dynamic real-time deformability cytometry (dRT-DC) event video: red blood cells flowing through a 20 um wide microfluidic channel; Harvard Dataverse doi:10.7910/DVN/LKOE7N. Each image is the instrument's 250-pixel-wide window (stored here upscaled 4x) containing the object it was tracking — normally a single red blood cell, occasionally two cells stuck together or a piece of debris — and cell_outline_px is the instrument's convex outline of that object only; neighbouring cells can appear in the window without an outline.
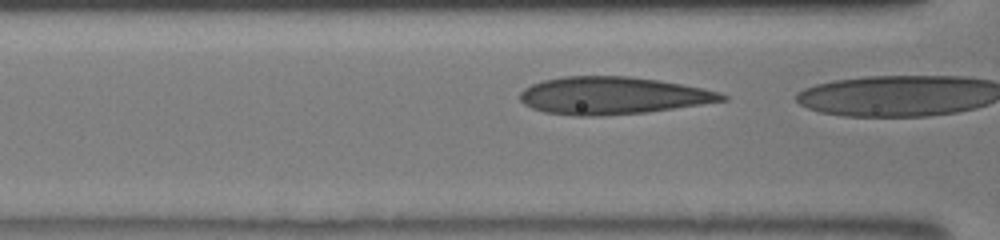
{"species": "human", "species_latin": "Homo sapiens", "temperature_condition": "room temperature", "stored_images_in_passage": 11, "camera_frame_rate_fps": 3000, "um_per_image_px": 0.085, "donor": {"sex": "male"}, "frame": {"image": 1, "passage_image": 10, "time_ms": 3.0, "image_size_px": [1000, 240], "cell_outline_px": [[728, 100], [648, 112], [604, 116], [576, 116], [544, 112], [532, 108], [524, 104], [520, 100], [520, 92], [524, 88], [532, 84], [544, 80], [564, 76], [628, 76], [660, 80], [704, 88], [720, 92], [728, 96]], "centroid_in_image_um": [52.08, 8.13], "position_along_channel_um": 114.5, "area_um2": 44.27}}